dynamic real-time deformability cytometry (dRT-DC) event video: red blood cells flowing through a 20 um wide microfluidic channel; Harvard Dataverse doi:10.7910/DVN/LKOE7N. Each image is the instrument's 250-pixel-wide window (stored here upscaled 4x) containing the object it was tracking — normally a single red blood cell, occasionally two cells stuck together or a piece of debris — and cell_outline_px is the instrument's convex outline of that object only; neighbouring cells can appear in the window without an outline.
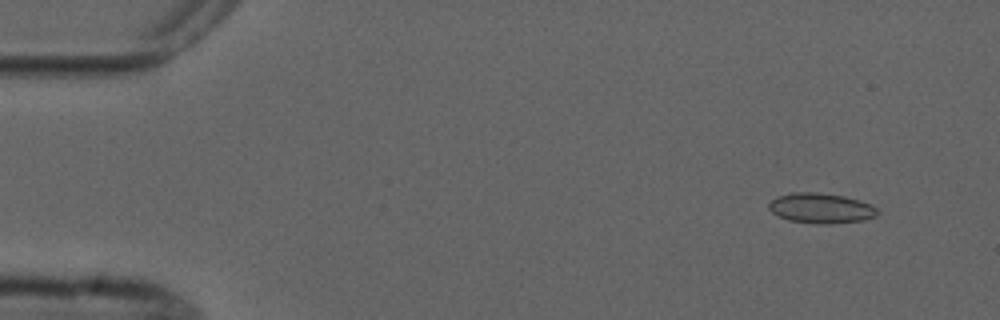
{"species": "common noctule bat (a hibernating species)", "species_latin": "Nyctalus noctula", "temperature_condition": "cold", "stored_images_in_passage": 5, "camera_frame_rate_fps": 3000, "um_per_image_px": 0.085, "animal": {"sex": "male", "forearm_length_mm": 52.5}, "frame": {"image": 1, "passage_image": 1, "time_ms": 0.0, "image_size_px": [1000, 320], "cell_outline_px": [[876, 216], [864, 220], [828, 224], [816, 224], [788, 220], [772, 212], [768, 208], [768, 204], [776, 196], [792, 192], [816, 192], [844, 196], [860, 200], [872, 204], [876, 208]], "centroid_in_image_um": [69.77, 17.69], "position_along_channel_um": 15.2, "area_um2": 19.13}}
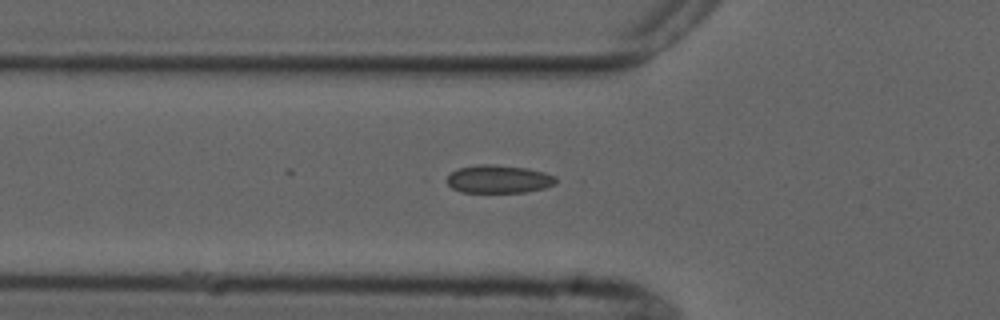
{"frame": {"image": 2, "passage_image": 5, "time_ms": 4.667, "image_size_px": [1000, 320], "cell_outline_px": [[556, 184], [544, 188], [524, 192], [460, 192], [452, 188], [440, 180], [452, 172], [460, 168], [476, 164], [496, 164], [528, 168], [544, 172], [556, 176]], "centroid_in_image_um": [42.32, 15.22], "position_along_channel_um": 83.5, "area_um2": 18.21}}